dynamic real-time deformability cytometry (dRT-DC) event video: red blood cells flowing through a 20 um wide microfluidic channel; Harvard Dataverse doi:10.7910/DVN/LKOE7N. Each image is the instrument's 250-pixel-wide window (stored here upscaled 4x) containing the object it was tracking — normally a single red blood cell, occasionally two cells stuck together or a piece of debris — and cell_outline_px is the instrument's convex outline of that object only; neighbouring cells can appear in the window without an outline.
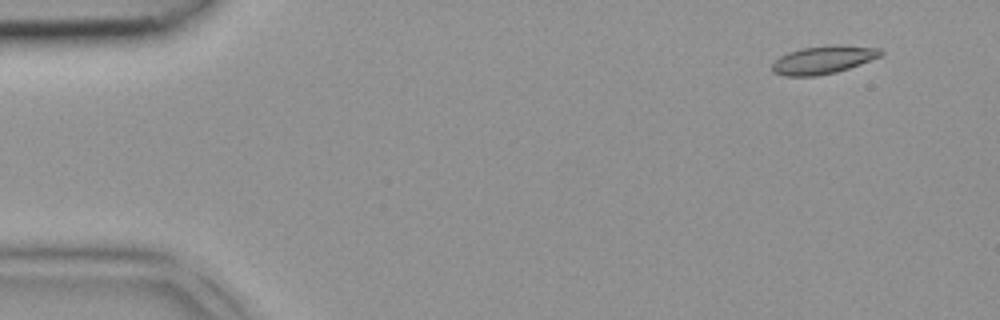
{"species": "common noctule bat (a hibernating species)", "species_latin": "Nyctalus noctula", "temperature_condition": "room temperature", "stored_images_in_passage": 4, "camera_frame_rate_fps": 3000, "um_per_image_px": 0.085, "animal": {"sex": "female", "body_mass_g": 18.4}, "frame": {"image": 1, "passage_image": 1, "time_ms": 0.0, "image_size_px": [1000, 320], "cell_outline_px": [[884, 52], [880, 56], [860, 64], [836, 72], [816, 76], [784, 76], [772, 72], [772, 64], [780, 56], [788, 52], [804, 48], [880, 48]], "centroid_in_image_um": [69.87, 5.16], "position_along_channel_um": 15.1, "area_um2": 16.53}}